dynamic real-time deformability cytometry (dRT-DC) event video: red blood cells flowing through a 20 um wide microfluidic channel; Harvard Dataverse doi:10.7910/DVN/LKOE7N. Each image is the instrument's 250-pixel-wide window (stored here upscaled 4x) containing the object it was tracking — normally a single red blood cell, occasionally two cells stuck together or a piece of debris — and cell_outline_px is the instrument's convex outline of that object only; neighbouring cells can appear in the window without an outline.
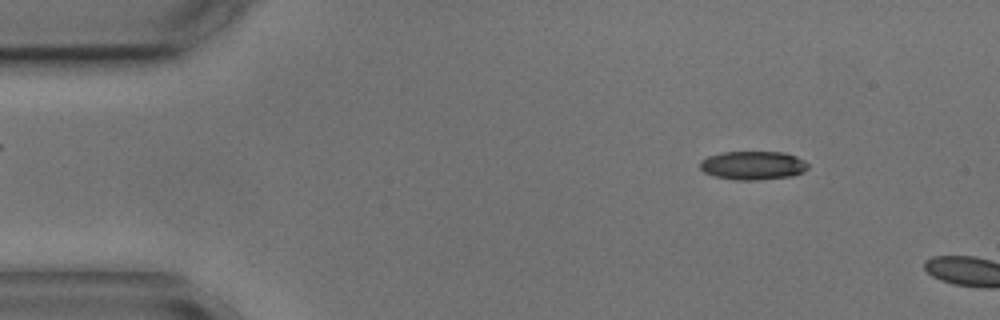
{"species": "common noctule bat (a hibernating species)", "species_latin": "Nyctalus noctula", "temperature_condition": "cold", "stored_images_in_passage": 2, "camera_frame_rate_fps": 3000, "um_per_image_px": 0.085, "animal": {"sex": "male", "body_mass_g": 17.9, "forearm_length_mm": 54.2}, "frame": {"image": 1, "passage_image": 1, "time_ms": 0.0, "image_size_px": [1000, 320], "cell_outline_px": [[808, 168], [804, 172], [792, 176], [760, 180], [736, 180], [716, 176], [704, 172], [700, 168], [700, 160], [708, 156], [720, 152], [784, 152], [796, 156], [804, 160], [808, 164]], "centroid_in_image_um": [64.01, 14.06], "position_along_channel_um": 21.0, "area_um2": 18.15}}